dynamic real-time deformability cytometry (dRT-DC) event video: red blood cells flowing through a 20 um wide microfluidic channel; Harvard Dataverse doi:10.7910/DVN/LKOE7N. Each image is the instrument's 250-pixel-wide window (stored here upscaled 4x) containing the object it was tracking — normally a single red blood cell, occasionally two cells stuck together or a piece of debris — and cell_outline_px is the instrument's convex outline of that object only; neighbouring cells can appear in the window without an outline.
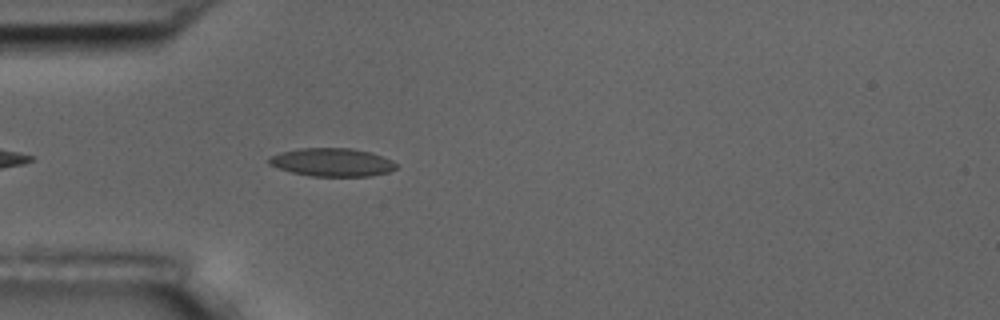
{"species": "common noctule bat (a hibernating species)", "species_latin": "Nyctalus noctula", "temperature_condition": "room temperature", "stored_images_in_passage": 2, "camera_frame_rate_fps": 3000, "um_per_image_px": 0.085, "animal": {"sex": "male", "body_mass_g": 17.5, "forearm_length_mm": 52.3}, "frame": {"image": 1, "passage_image": 2, "time_ms": 1.333, "image_size_px": [1000, 320], "cell_outline_px": [[396, 168], [388, 172], [372, 176], [312, 176], [292, 172], [268, 164], [268, 160], [272, 156], [280, 152], [300, 148], [352, 148], [372, 152], [392, 160], [396, 164]], "centroid_in_image_um": [28.25, 13.79], "position_along_channel_um": 56.7, "area_um2": 20.87}}